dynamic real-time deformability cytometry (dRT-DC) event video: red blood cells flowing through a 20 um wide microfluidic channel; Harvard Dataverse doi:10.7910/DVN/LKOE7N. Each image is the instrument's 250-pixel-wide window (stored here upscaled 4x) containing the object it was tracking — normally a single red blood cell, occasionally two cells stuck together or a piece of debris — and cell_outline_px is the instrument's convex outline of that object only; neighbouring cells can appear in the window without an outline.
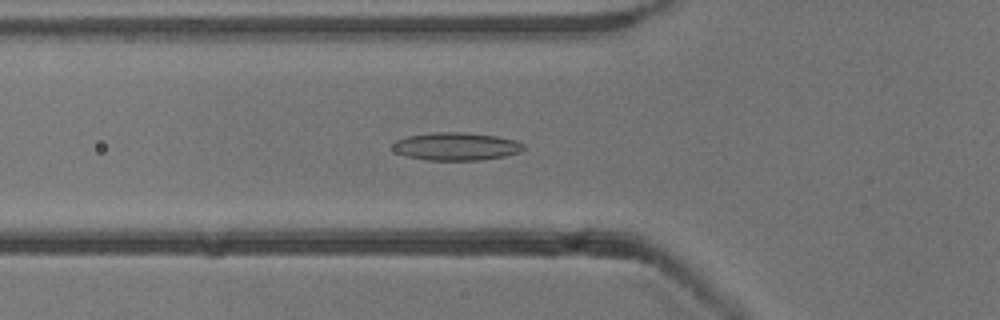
{"species": "common noctule bat (a hibernating species)", "species_latin": "Nyctalus noctula", "temperature_condition": "cold", "stored_images_in_passage": 52, "camera_frame_rate_fps": 3000, "um_per_image_px": 0.085, "animal": {"sex": "male", "body_mass_g": 13.3}, "frame": {"image": 1, "passage_image": 17, "time_ms": 5.333, "image_size_px": [1000, 320], "cell_outline_px": [[524, 148], [520, 152], [504, 156], [480, 160], [424, 160], [408, 156], [396, 152], [392, 148], [392, 144], [396, 140], [408, 136], [436, 132], [464, 132], [496, 136], [516, 140], [524, 144]], "centroid_in_image_um": [38.78, 12.44], "position_along_channel_um": 87.0, "area_um2": 21.21}}
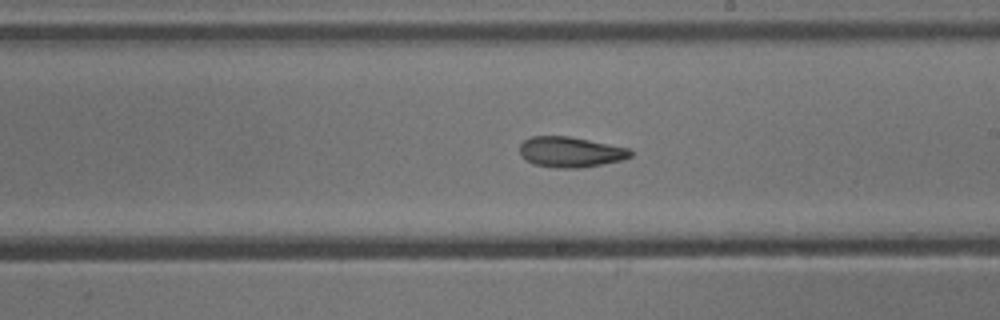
{"frame": {"image": 2, "passage_image": 29, "time_ms": 9.333, "image_size_px": [1000, 320], "cell_outline_px": [[632, 156], [620, 160], [580, 168], [556, 168], [532, 164], [520, 156], [520, 144], [524, 140], [532, 136], [568, 136], [628, 148], [632, 152]], "centroid_in_image_um": [48.43, 12.92], "position_along_channel_um": 240.6, "area_um2": 19.54}}
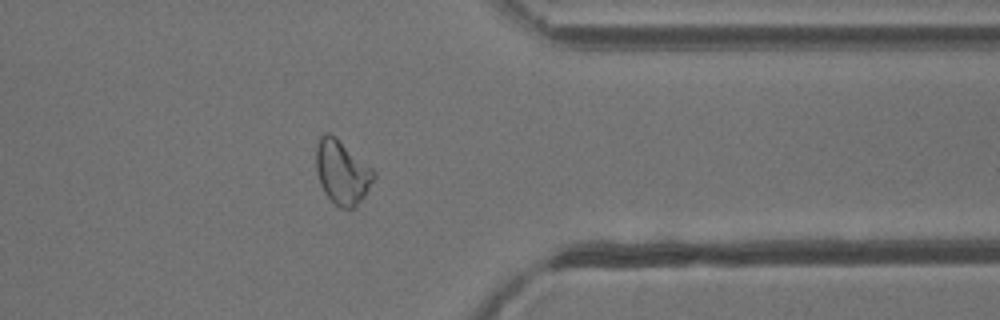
{"frame": {"image": 3, "passage_image": 41, "time_ms": 13.333, "image_size_px": [1000, 320], "cell_outline_px": [[376, 176], [364, 196], [356, 208], [340, 208], [324, 192], [320, 184], [316, 168], [316, 144], [320, 136], [324, 132], [328, 132], [336, 136], [372, 168], [376, 172]], "centroid_in_image_um": [29.07, 14.61], "position_along_channel_um": 382.3, "area_um2": 21.56}, "authors_computed_cell_mechanics": {"area_um2": 20.9236, "velocity_mm_per_s": 3.8139, "shape_relaxation_time_tau1_ms": null, "shape_relaxation_time_tau2_ms": 5.2498, "deformation_change_tau1": null, "deformation_change_tau2": 0.1429}}